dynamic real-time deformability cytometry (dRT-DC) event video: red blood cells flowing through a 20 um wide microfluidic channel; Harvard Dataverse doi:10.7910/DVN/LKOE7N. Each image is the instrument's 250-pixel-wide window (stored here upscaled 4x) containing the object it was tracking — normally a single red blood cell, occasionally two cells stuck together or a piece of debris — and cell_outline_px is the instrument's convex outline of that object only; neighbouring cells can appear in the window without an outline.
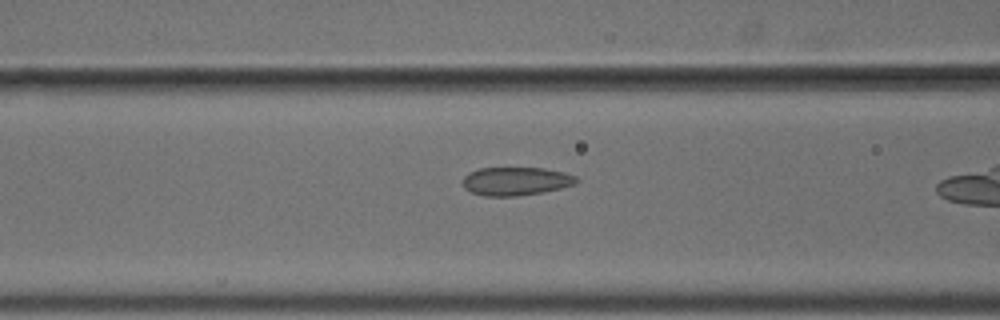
{"species": "common noctule bat (a hibernating species)", "species_latin": "Nyctalus noctula", "temperature_condition": "cold", "stored_images_in_passage": 32, "camera_frame_rate_fps": 3000, "um_per_image_px": 0.085, "animal": {"sex": "male", "body_mass_g": 18.8}, "frame": {"image": 1, "passage_image": 10, "time_ms": 3.0, "image_size_px": [1000, 320], "cell_outline_px": [[580, 180], [576, 184], [544, 192], [516, 196], [484, 196], [472, 192], [464, 188], [464, 176], [468, 172], [480, 168], [544, 168], [564, 172], [576, 176]], "centroid_in_image_um": [43.88, 15.4], "position_along_channel_um": 122.7, "area_um2": 18.84}}
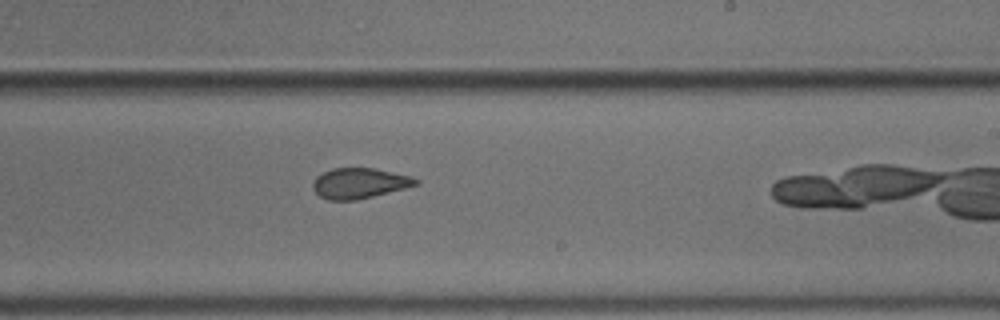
{"frame": {"image": 2, "passage_image": 21, "time_ms": 6.667, "image_size_px": [1000, 320], "cell_outline_px": [[420, 184], [356, 200], [328, 200], [320, 196], [312, 188], [312, 184], [316, 176], [332, 168], [372, 168], [412, 176], [420, 180]], "centroid_in_image_um": [30.55, 15.57], "position_along_channel_um": 258.5, "area_um2": 18.15}}
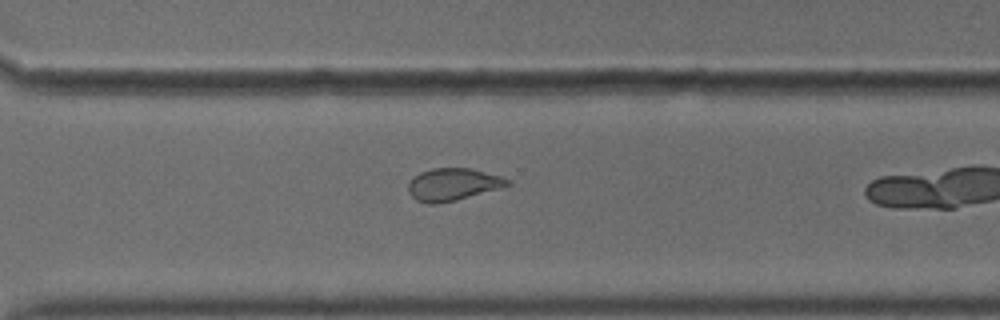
{"frame": {"image": 3, "passage_image": 27, "time_ms": 8.667, "image_size_px": [1000, 320], "cell_outline_px": [[512, 184], [500, 188], [456, 200], [436, 204], [428, 204], [416, 200], [408, 192], [408, 184], [412, 176], [420, 172], [432, 168], [472, 168], [500, 176], [508, 180]], "centroid_in_image_um": [38.45, 15.67], "position_along_channel_um": 332.1, "area_um2": 18.73}}